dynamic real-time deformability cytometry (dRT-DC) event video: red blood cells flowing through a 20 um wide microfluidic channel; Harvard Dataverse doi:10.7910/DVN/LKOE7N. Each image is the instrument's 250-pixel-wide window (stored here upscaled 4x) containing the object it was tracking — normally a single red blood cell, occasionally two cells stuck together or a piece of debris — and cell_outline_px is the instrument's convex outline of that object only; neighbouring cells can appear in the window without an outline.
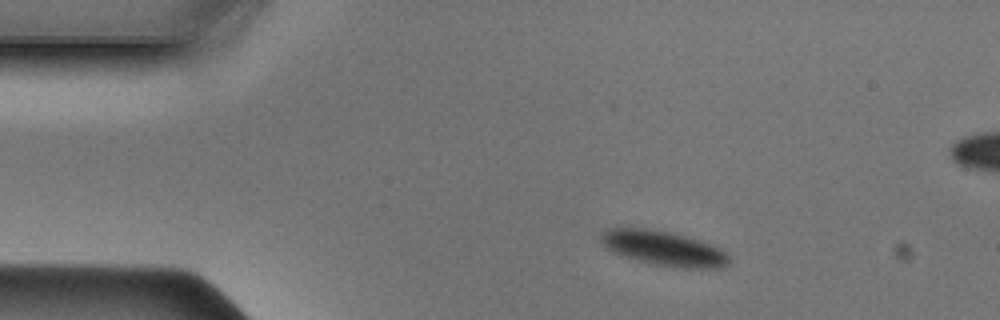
{"species": "Egyptian fruit bat (a non-hibernating species)", "species_latin": "Rousettus aegyptiacus", "temperature_condition": "cold", "stored_images_in_passage": 42, "camera_frame_rate_fps": 3000, "um_per_image_px": 0.085, "animal": {"sex": "male"}, "frame": {"image": 1, "passage_image": 1, "time_ms": 0.0, "image_size_px": [1000, 320], "cell_outline_px": [[732, 260], [724, 268], [680, 268], [656, 264], [636, 260], [612, 252], [600, 240], [600, 236], [608, 228], [616, 224], [648, 228], [672, 232], [700, 240], [720, 248]], "centroid_in_image_um": [56.37, 21.07], "position_along_channel_um": 28.6, "area_um2": 26.53}}
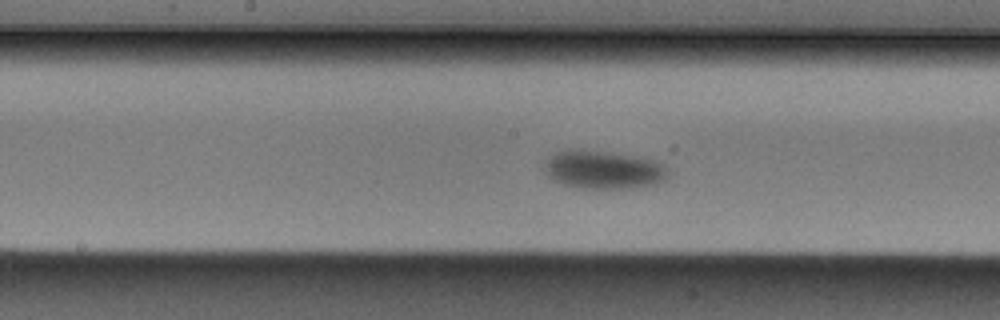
{"frame": {"image": 2, "passage_image": 17, "time_ms": 5.333, "image_size_px": [1000, 320], "cell_outline_px": [[668, 176], [664, 180], [656, 184], [632, 188], [580, 188], [564, 184], [552, 180], [548, 176], [548, 156], [556, 152], [568, 148], [604, 152], [632, 156], [656, 160], [664, 164], [668, 168]], "centroid_in_image_um": [51.34, 14.43], "position_along_channel_um": 196.9, "area_um2": 27.34}}
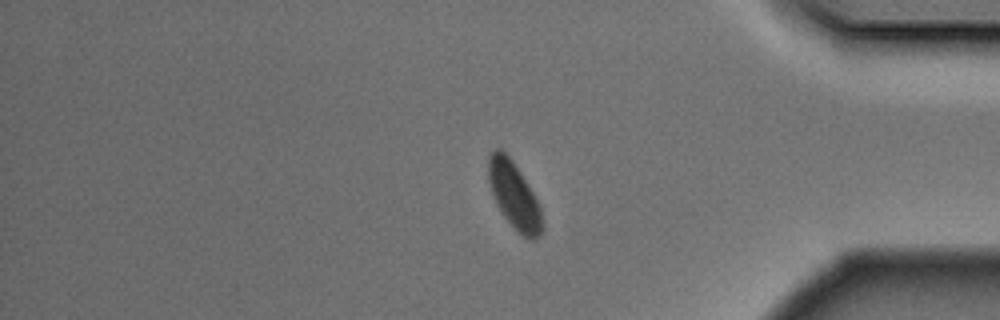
{"frame": {"image": 3, "passage_image": 33, "time_ms": 10.667, "image_size_px": [1000, 320], "cell_outline_px": [[544, 228], [540, 236], [532, 240], [524, 236], [504, 216], [496, 204], [488, 180], [488, 156], [496, 148], [500, 148], [512, 160], [532, 192], [540, 208]], "centroid_in_image_um": [43.69, 16.6], "position_along_channel_um": 391.5, "area_um2": 20.4}}